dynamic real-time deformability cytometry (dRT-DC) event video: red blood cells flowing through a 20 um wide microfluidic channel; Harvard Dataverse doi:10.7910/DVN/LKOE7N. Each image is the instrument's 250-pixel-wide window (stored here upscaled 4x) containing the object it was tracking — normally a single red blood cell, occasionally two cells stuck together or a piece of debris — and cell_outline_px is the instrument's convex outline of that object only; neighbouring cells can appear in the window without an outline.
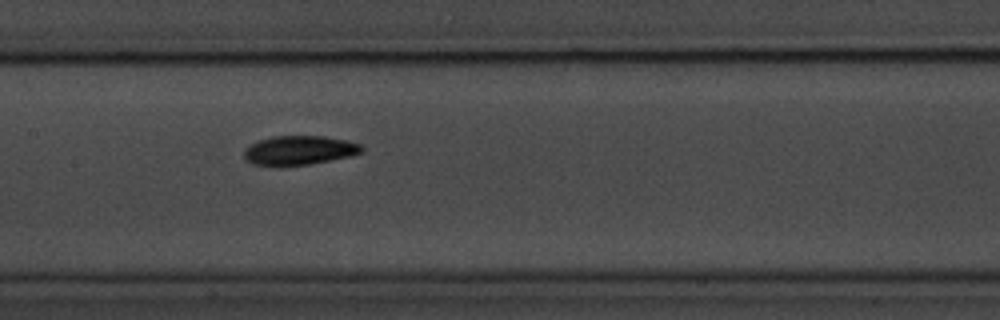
{"species": "common noctule bat (a hibernating species)", "species_latin": "Nyctalus noctula", "temperature_condition": "room temperature", "stored_images_in_passage": 7, "camera_frame_rate_fps": 3000, "um_per_image_px": 0.085, "animal": {"sex": "male", "body_mass_g": 20.1, "forearm_length_mm": 53.5}, "frame": {"image": 1, "passage_image": 5, "time_ms": 5.333, "image_size_px": [1000, 320], "cell_outline_px": [[364, 152], [352, 156], [308, 164], [280, 168], [252, 164], [244, 156], [244, 148], [260, 140], [272, 136], [324, 136], [348, 140], [360, 144], [364, 148]], "centroid_in_image_um": [25.44, 12.8], "position_along_channel_um": 182.0, "area_um2": 20.46}}
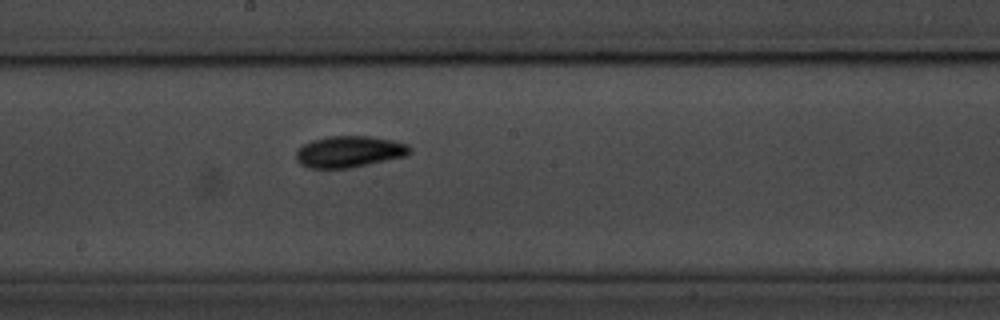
{"frame": {"image": 2, "passage_image": 6, "time_ms": 6.333, "image_size_px": [1000, 320], "cell_outline_px": [[412, 152], [408, 156], [348, 168], [308, 168], [300, 164], [296, 160], [296, 148], [312, 140], [328, 136], [372, 136], [392, 140], [408, 144], [412, 148]], "centroid_in_image_um": [29.7, 12.89], "position_along_channel_um": 218.5, "area_um2": 21.1}}